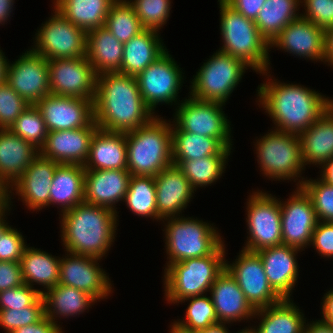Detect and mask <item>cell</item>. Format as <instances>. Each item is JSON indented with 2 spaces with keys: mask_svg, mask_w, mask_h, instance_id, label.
Segmentation results:
<instances>
[{
  "mask_svg": "<svg viewBox=\"0 0 333 333\" xmlns=\"http://www.w3.org/2000/svg\"><path fill=\"white\" fill-rule=\"evenodd\" d=\"M228 323H217L206 329L200 330L197 333H230L227 326Z\"/></svg>",
  "mask_w": 333,
  "mask_h": 333,
  "instance_id": "cell-61",
  "label": "cell"
},
{
  "mask_svg": "<svg viewBox=\"0 0 333 333\" xmlns=\"http://www.w3.org/2000/svg\"><path fill=\"white\" fill-rule=\"evenodd\" d=\"M15 0H0V26L12 16Z\"/></svg>",
  "mask_w": 333,
  "mask_h": 333,
  "instance_id": "cell-58",
  "label": "cell"
},
{
  "mask_svg": "<svg viewBox=\"0 0 333 333\" xmlns=\"http://www.w3.org/2000/svg\"><path fill=\"white\" fill-rule=\"evenodd\" d=\"M50 94L95 100L97 74L87 57L48 60Z\"/></svg>",
  "mask_w": 333,
  "mask_h": 333,
  "instance_id": "cell-14",
  "label": "cell"
},
{
  "mask_svg": "<svg viewBox=\"0 0 333 333\" xmlns=\"http://www.w3.org/2000/svg\"><path fill=\"white\" fill-rule=\"evenodd\" d=\"M12 206H13V204L7 203V202H4L0 206V238L3 235V233L11 226V225H8L9 223L7 222L6 215H8L7 213L9 211H11Z\"/></svg>",
  "mask_w": 333,
  "mask_h": 333,
  "instance_id": "cell-60",
  "label": "cell"
},
{
  "mask_svg": "<svg viewBox=\"0 0 333 333\" xmlns=\"http://www.w3.org/2000/svg\"><path fill=\"white\" fill-rule=\"evenodd\" d=\"M59 256L27 245L20 260L24 284L43 287L42 293L59 283Z\"/></svg>",
  "mask_w": 333,
  "mask_h": 333,
  "instance_id": "cell-36",
  "label": "cell"
},
{
  "mask_svg": "<svg viewBox=\"0 0 333 333\" xmlns=\"http://www.w3.org/2000/svg\"><path fill=\"white\" fill-rule=\"evenodd\" d=\"M59 165V163L39 154L25 170V173L7 190L6 202L13 203L12 196L18 195V198L24 203L23 205L30 211L36 210L37 212L49 207L51 183ZM12 191H15L16 194Z\"/></svg>",
  "mask_w": 333,
  "mask_h": 333,
  "instance_id": "cell-20",
  "label": "cell"
},
{
  "mask_svg": "<svg viewBox=\"0 0 333 333\" xmlns=\"http://www.w3.org/2000/svg\"><path fill=\"white\" fill-rule=\"evenodd\" d=\"M304 166H322L333 158V105L299 134Z\"/></svg>",
  "mask_w": 333,
  "mask_h": 333,
  "instance_id": "cell-29",
  "label": "cell"
},
{
  "mask_svg": "<svg viewBox=\"0 0 333 333\" xmlns=\"http://www.w3.org/2000/svg\"><path fill=\"white\" fill-rule=\"evenodd\" d=\"M28 106L6 80L0 82V129H9Z\"/></svg>",
  "mask_w": 333,
  "mask_h": 333,
  "instance_id": "cell-47",
  "label": "cell"
},
{
  "mask_svg": "<svg viewBox=\"0 0 333 333\" xmlns=\"http://www.w3.org/2000/svg\"><path fill=\"white\" fill-rule=\"evenodd\" d=\"M224 243L211 255L175 262L164 269V299L167 303L178 306L186 298L210 291L215 279L225 270Z\"/></svg>",
  "mask_w": 333,
  "mask_h": 333,
  "instance_id": "cell-6",
  "label": "cell"
},
{
  "mask_svg": "<svg viewBox=\"0 0 333 333\" xmlns=\"http://www.w3.org/2000/svg\"><path fill=\"white\" fill-rule=\"evenodd\" d=\"M299 251L281 244L257 252L271 288L281 299H291L295 290L300 272L296 257Z\"/></svg>",
  "mask_w": 333,
  "mask_h": 333,
  "instance_id": "cell-22",
  "label": "cell"
},
{
  "mask_svg": "<svg viewBox=\"0 0 333 333\" xmlns=\"http://www.w3.org/2000/svg\"><path fill=\"white\" fill-rule=\"evenodd\" d=\"M218 2L223 45L218 50L240 59L257 74L270 69L269 43L261 35L254 20L245 18L224 0Z\"/></svg>",
  "mask_w": 333,
  "mask_h": 333,
  "instance_id": "cell-5",
  "label": "cell"
},
{
  "mask_svg": "<svg viewBox=\"0 0 333 333\" xmlns=\"http://www.w3.org/2000/svg\"><path fill=\"white\" fill-rule=\"evenodd\" d=\"M65 253L60 260L59 284L85 291L98 302L109 298L114 290L108 273L99 264L101 259Z\"/></svg>",
  "mask_w": 333,
  "mask_h": 333,
  "instance_id": "cell-16",
  "label": "cell"
},
{
  "mask_svg": "<svg viewBox=\"0 0 333 333\" xmlns=\"http://www.w3.org/2000/svg\"><path fill=\"white\" fill-rule=\"evenodd\" d=\"M26 246L22 233L11 225L0 238V261L20 262Z\"/></svg>",
  "mask_w": 333,
  "mask_h": 333,
  "instance_id": "cell-50",
  "label": "cell"
},
{
  "mask_svg": "<svg viewBox=\"0 0 333 333\" xmlns=\"http://www.w3.org/2000/svg\"><path fill=\"white\" fill-rule=\"evenodd\" d=\"M225 269L238 283L247 301L257 310L279 303L282 299L271 288L257 252L242 249Z\"/></svg>",
  "mask_w": 333,
  "mask_h": 333,
  "instance_id": "cell-15",
  "label": "cell"
},
{
  "mask_svg": "<svg viewBox=\"0 0 333 333\" xmlns=\"http://www.w3.org/2000/svg\"><path fill=\"white\" fill-rule=\"evenodd\" d=\"M318 168H321L320 179L329 185H333V158Z\"/></svg>",
  "mask_w": 333,
  "mask_h": 333,
  "instance_id": "cell-59",
  "label": "cell"
},
{
  "mask_svg": "<svg viewBox=\"0 0 333 333\" xmlns=\"http://www.w3.org/2000/svg\"><path fill=\"white\" fill-rule=\"evenodd\" d=\"M159 34V31L145 29L124 43L119 73L136 77L162 56L168 49Z\"/></svg>",
  "mask_w": 333,
  "mask_h": 333,
  "instance_id": "cell-31",
  "label": "cell"
},
{
  "mask_svg": "<svg viewBox=\"0 0 333 333\" xmlns=\"http://www.w3.org/2000/svg\"><path fill=\"white\" fill-rule=\"evenodd\" d=\"M230 155H212L182 161L177 167L183 172L193 189L211 186L223 176Z\"/></svg>",
  "mask_w": 333,
  "mask_h": 333,
  "instance_id": "cell-40",
  "label": "cell"
},
{
  "mask_svg": "<svg viewBox=\"0 0 333 333\" xmlns=\"http://www.w3.org/2000/svg\"><path fill=\"white\" fill-rule=\"evenodd\" d=\"M8 59L0 48V82L6 80Z\"/></svg>",
  "mask_w": 333,
  "mask_h": 333,
  "instance_id": "cell-62",
  "label": "cell"
},
{
  "mask_svg": "<svg viewBox=\"0 0 333 333\" xmlns=\"http://www.w3.org/2000/svg\"><path fill=\"white\" fill-rule=\"evenodd\" d=\"M39 155V149L10 129H0V185L7 191Z\"/></svg>",
  "mask_w": 333,
  "mask_h": 333,
  "instance_id": "cell-27",
  "label": "cell"
},
{
  "mask_svg": "<svg viewBox=\"0 0 333 333\" xmlns=\"http://www.w3.org/2000/svg\"><path fill=\"white\" fill-rule=\"evenodd\" d=\"M9 129L39 150L48 135L46 124L36 105H29Z\"/></svg>",
  "mask_w": 333,
  "mask_h": 333,
  "instance_id": "cell-43",
  "label": "cell"
},
{
  "mask_svg": "<svg viewBox=\"0 0 333 333\" xmlns=\"http://www.w3.org/2000/svg\"><path fill=\"white\" fill-rule=\"evenodd\" d=\"M35 105L48 132L98 127L94 121V100L49 94Z\"/></svg>",
  "mask_w": 333,
  "mask_h": 333,
  "instance_id": "cell-19",
  "label": "cell"
},
{
  "mask_svg": "<svg viewBox=\"0 0 333 333\" xmlns=\"http://www.w3.org/2000/svg\"><path fill=\"white\" fill-rule=\"evenodd\" d=\"M45 315L42 294L30 305L22 308L0 310V327L6 333L38 322Z\"/></svg>",
  "mask_w": 333,
  "mask_h": 333,
  "instance_id": "cell-46",
  "label": "cell"
},
{
  "mask_svg": "<svg viewBox=\"0 0 333 333\" xmlns=\"http://www.w3.org/2000/svg\"><path fill=\"white\" fill-rule=\"evenodd\" d=\"M172 161L178 166L182 161L195 160L212 155H231L232 148H226L218 139L182 131L173 121Z\"/></svg>",
  "mask_w": 333,
  "mask_h": 333,
  "instance_id": "cell-35",
  "label": "cell"
},
{
  "mask_svg": "<svg viewBox=\"0 0 333 333\" xmlns=\"http://www.w3.org/2000/svg\"><path fill=\"white\" fill-rule=\"evenodd\" d=\"M301 188L310 197L318 221L333 222V185L306 177Z\"/></svg>",
  "mask_w": 333,
  "mask_h": 333,
  "instance_id": "cell-45",
  "label": "cell"
},
{
  "mask_svg": "<svg viewBox=\"0 0 333 333\" xmlns=\"http://www.w3.org/2000/svg\"><path fill=\"white\" fill-rule=\"evenodd\" d=\"M209 294L218 322L229 325L254 319L256 310L247 301L238 283L226 269L215 279Z\"/></svg>",
  "mask_w": 333,
  "mask_h": 333,
  "instance_id": "cell-25",
  "label": "cell"
},
{
  "mask_svg": "<svg viewBox=\"0 0 333 333\" xmlns=\"http://www.w3.org/2000/svg\"><path fill=\"white\" fill-rule=\"evenodd\" d=\"M42 297L45 316L55 324L59 318L79 316L97 303V300L85 291L59 283L42 293Z\"/></svg>",
  "mask_w": 333,
  "mask_h": 333,
  "instance_id": "cell-33",
  "label": "cell"
},
{
  "mask_svg": "<svg viewBox=\"0 0 333 333\" xmlns=\"http://www.w3.org/2000/svg\"><path fill=\"white\" fill-rule=\"evenodd\" d=\"M181 69L167 50L135 77L142 99L153 113L157 105L181 102L178 94L185 80Z\"/></svg>",
  "mask_w": 333,
  "mask_h": 333,
  "instance_id": "cell-13",
  "label": "cell"
},
{
  "mask_svg": "<svg viewBox=\"0 0 333 333\" xmlns=\"http://www.w3.org/2000/svg\"><path fill=\"white\" fill-rule=\"evenodd\" d=\"M310 246L315 248L321 258H333V222L318 221Z\"/></svg>",
  "mask_w": 333,
  "mask_h": 333,
  "instance_id": "cell-51",
  "label": "cell"
},
{
  "mask_svg": "<svg viewBox=\"0 0 333 333\" xmlns=\"http://www.w3.org/2000/svg\"><path fill=\"white\" fill-rule=\"evenodd\" d=\"M131 174L128 170H85L84 201L117 212L124 201Z\"/></svg>",
  "mask_w": 333,
  "mask_h": 333,
  "instance_id": "cell-26",
  "label": "cell"
},
{
  "mask_svg": "<svg viewBox=\"0 0 333 333\" xmlns=\"http://www.w3.org/2000/svg\"><path fill=\"white\" fill-rule=\"evenodd\" d=\"M124 53V44L104 26L87 32L86 57L97 75L119 72Z\"/></svg>",
  "mask_w": 333,
  "mask_h": 333,
  "instance_id": "cell-34",
  "label": "cell"
},
{
  "mask_svg": "<svg viewBox=\"0 0 333 333\" xmlns=\"http://www.w3.org/2000/svg\"><path fill=\"white\" fill-rule=\"evenodd\" d=\"M304 13L301 16L319 28L327 30L333 26V0H300Z\"/></svg>",
  "mask_w": 333,
  "mask_h": 333,
  "instance_id": "cell-48",
  "label": "cell"
},
{
  "mask_svg": "<svg viewBox=\"0 0 333 333\" xmlns=\"http://www.w3.org/2000/svg\"><path fill=\"white\" fill-rule=\"evenodd\" d=\"M236 12L245 18L256 20L266 0H224Z\"/></svg>",
  "mask_w": 333,
  "mask_h": 333,
  "instance_id": "cell-53",
  "label": "cell"
},
{
  "mask_svg": "<svg viewBox=\"0 0 333 333\" xmlns=\"http://www.w3.org/2000/svg\"><path fill=\"white\" fill-rule=\"evenodd\" d=\"M209 57L193 75L189 95L225 104L250 67L220 50Z\"/></svg>",
  "mask_w": 333,
  "mask_h": 333,
  "instance_id": "cell-9",
  "label": "cell"
},
{
  "mask_svg": "<svg viewBox=\"0 0 333 333\" xmlns=\"http://www.w3.org/2000/svg\"><path fill=\"white\" fill-rule=\"evenodd\" d=\"M285 201L280 200L283 244L301 250L310 247L318 218L310 197L296 187Z\"/></svg>",
  "mask_w": 333,
  "mask_h": 333,
  "instance_id": "cell-18",
  "label": "cell"
},
{
  "mask_svg": "<svg viewBox=\"0 0 333 333\" xmlns=\"http://www.w3.org/2000/svg\"><path fill=\"white\" fill-rule=\"evenodd\" d=\"M6 81L27 104L35 105L50 94L48 60L28 49L14 62L8 60Z\"/></svg>",
  "mask_w": 333,
  "mask_h": 333,
  "instance_id": "cell-17",
  "label": "cell"
},
{
  "mask_svg": "<svg viewBox=\"0 0 333 333\" xmlns=\"http://www.w3.org/2000/svg\"><path fill=\"white\" fill-rule=\"evenodd\" d=\"M133 7L136 15L145 29L159 31L167 23L171 0H127Z\"/></svg>",
  "mask_w": 333,
  "mask_h": 333,
  "instance_id": "cell-44",
  "label": "cell"
},
{
  "mask_svg": "<svg viewBox=\"0 0 333 333\" xmlns=\"http://www.w3.org/2000/svg\"><path fill=\"white\" fill-rule=\"evenodd\" d=\"M23 284L20 262L0 261V292Z\"/></svg>",
  "mask_w": 333,
  "mask_h": 333,
  "instance_id": "cell-52",
  "label": "cell"
},
{
  "mask_svg": "<svg viewBox=\"0 0 333 333\" xmlns=\"http://www.w3.org/2000/svg\"><path fill=\"white\" fill-rule=\"evenodd\" d=\"M225 105L199 100L189 95L175 106L173 122L182 131L216 138L226 148H232L231 121L223 111Z\"/></svg>",
  "mask_w": 333,
  "mask_h": 333,
  "instance_id": "cell-11",
  "label": "cell"
},
{
  "mask_svg": "<svg viewBox=\"0 0 333 333\" xmlns=\"http://www.w3.org/2000/svg\"><path fill=\"white\" fill-rule=\"evenodd\" d=\"M115 0H53L52 4L72 24L86 33L104 26Z\"/></svg>",
  "mask_w": 333,
  "mask_h": 333,
  "instance_id": "cell-37",
  "label": "cell"
},
{
  "mask_svg": "<svg viewBox=\"0 0 333 333\" xmlns=\"http://www.w3.org/2000/svg\"><path fill=\"white\" fill-rule=\"evenodd\" d=\"M134 215L162 221L157 214L156 187L153 176L131 175L124 201Z\"/></svg>",
  "mask_w": 333,
  "mask_h": 333,
  "instance_id": "cell-39",
  "label": "cell"
},
{
  "mask_svg": "<svg viewBox=\"0 0 333 333\" xmlns=\"http://www.w3.org/2000/svg\"><path fill=\"white\" fill-rule=\"evenodd\" d=\"M6 190L0 185V199L6 202Z\"/></svg>",
  "mask_w": 333,
  "mask_h": 333,
  "instance_id": "cell-64",
  "label": "cell"
},
{
  "mask_svg": "<svg viewBox=\"0 0 333 333\" xmlns=\"http://www.w3.org/2000/svg\"><path fill=\"white\" fill-rule=\"evenodd\" d=\"M273 128L254 142L260 172L271 181L293 180L297 182V187H301L306 179L302 177L306 168L302 160L299 135Z\"/></svg>",
  "mask_w": 333,
  "mask_h": 333,
  "instance_id": "cell-8",
  "label": "cell"
},
{
  "mask_svg": "<svg viewBox=\"0 0 333 333\" xmlns=\"http://www.w3.org/2000/svg\"><path fill=\"white\" fill-rule=\"evenodd\" d=\"M85 169L78 164H60L54 173L50 189V206L58 205L60 213L84 201ZM61 207V208H60Z\"/></svg>",
  "mask_w": 333,
  "mask_h": 333,
  "instance_id": "cell-32",
  "label": "cell"
},
{
  "mask_svg": "<svg viewBox=\"0 0 333 333\" xmlns=\"http://www.w3.org/2000/svg\"><path fill=\"white\" fill-rule=\"evenodd\" d=\"M154 180L158 216L164 219L182 215L196 192L183 172L171 165L154 176Z\"/></svg>",
  "mask_w": 333,
  "mask_h": 333,
  "instance_id": "cell-24",
  "label": "cell"
},
{
  "mask_svg": "<svg viewBox=\"0 0 333 333\" xmlns=\"http://www.w3.org/2000/svg\"><path fill=\"white\" fill-rule=\"evenodd\" d=\"M269 73L270 69L260 73L267 77L257 87L256 102L272 119L274 129L299 135L333 105L331 97L301 84L277 81Z\"/></svg>",
  "mask_w": 333,
  "mask_h": 333,
  "instance_id": "cell-1",
  "label": "cell"
},
{
  "mask_svg": "<svg viewBox=\"0 0 333 333\" xmlns=\"http://www.w3.org/2000/svg\"><path fill=\"white\" fill-rule=\"evenodd\" d=\"M170 328L171 329H170L169 333H197V331L189 330V329H186V328L180 326L175 321H173V323L171 322Z\"/></svg>",
  "mask_w": 333,
  "mask_h": 333,
  "instance_id": "cell-63",
  "label": "cell"
},
{
  "mask_svg": "<svg viewBox=\"0 0 333 333\" xmlns=\"http://www.w3.org/2000/svg\"><path fill=\"white\" fill-rule=\"evenodd\" d=\"M85 170H127L126 133L97 129L92 136Z\"/></svg>",
  "mask_w": 333,
  "mask_h": 333,
  "instance_id": "cell-28",
  "label": "cell"
},
{
  "mask_svg": "<svg viewBox=\"0 0 333 333\" xmlns=\"http://www.w3.org/2000/svg\"><path fill=\"white\" fill-rule=\"evenodd\" d=\"M300 6V0L265 1L254 22L269 44L290 22L301 16Z\"/></svg>",
  "mask_w": 333,
  "mask_h": 333,
  "instance_id": "cell-38",
  "label": "cell"
},
{
  "mask_svg": "<svg viewBox=\"0 0 333 333\" xmlns=\"http://www.w3.org/2000/svg\"><path fill=\"white\" fill-rule=\"evenodd\" d=\"M311 322V323H310ZM306 323L305 330L308 333H333V325L319 320H314Z\"/></svg>",
  "mask_w": 333,
  "mask_h": 333,
  "instance_id": "cell-56",
  "label": "cell"
},
{
  "mask_svg": "<svg viewBox=\"0 0 333 333\" xmlns=\"http://www.w3.org/2000/svg\"><path fill=\"white\" fill-rule=\"evenodd\" d=\"M236 333H253V332L246 326L244 329L242 328Z\"/></svg>",
  "mask_w": 333,
  "mask_h": 333,
  "instance_id": "cell-65",
  "label": "cell"
},
{
  "mask_svg": "<svg viewBox=\"0 0 333 333\" xmlns=\"http://www.w3.org/2000/svg\"><path fill=\"white\" fill-rule=\"evenodd\" d=\"M301 311L292 299H282L275 305L257 309L254 318L261 321L248 328L253 333H302L307 318Z\"/></svg>",
  "mask_w": 333,
  "mask_h": 333,
  "instance_id": "cell-30",
  "label": "cell"
},
{
  "mask_svg": "<svg viewBox=\"0 0 333 333\" xmlns=\"http://www.w3.org/2000/svg\"><path fill=\"white\" fill-rule=\"evenodd\" d=\"M85 201L60 217L61 243L65 251L102 259L117 237L118 214Z\"/></svg>",
  "mask_w": 333,
  "mask_h": 333,
  "instance_id": "cell-3",
  "label": "cell"
},
{
  "mask_svg": "<svg viewBox=\"0 0 333 333\" xmlns=\"http://www.w3.org/2000/svg\"><path fill=\"white\" fill-rule=\"evenodd\" d=\"M277 50H284L292 56H298L314 62L325 60V30L300 16L290 22L269 44Z\"/></svg>",
  "mask_w": 333,
  "mask_h": 333,
  "instance_id": "cell-21",
  "label": "cell"
},
{
  "mask_svg": "<svg viewBox=\"0 0 333 333\" xmlns=\"http://www.w3.org/2000/svg\"><path fill=\"white\" fill-rule=\"evenodd\" d=\"M185 302L188 303L185 319L174 320L180 326L198 332L219 323L212 299L207 296V293L186 298L180 301L179 304Z\"/></svg>",
  "mask_w": 333,
  "mask_h": 333,
  "instance_id": "cell-42",
  "label": "cell"
},
{
  "mask_svg": "<svg viewBox=\"0 0 333 333\" xmlns=\"http://www.w3.org/2000/svg\"><path fill=\"white\" fill-rule=\"evenodd\" d=\"M249 194L246 204L248 235L242 249L258 252L283 244L280 198L259 189Z\"/></svg>",
  "mask_w": 333,
  "mask_h": 333,
  "instance_id": "cell-10",
  "label": "cell"
},
{
  "mask_svg": "<svg viewBox=\"0 0 333 333\" xmlns=\"http://www.w3.org/2000/svg\"><path fill=\"white\" fill-rule=\"evenodd\" d=\"M104 27L123 44L145 30L132 5L127 0H115L111 4Z\"/></svg>",
  "mask_w": 333,
  "mask_h": 333,
  "instance_id": "cell-41",
  "label": "cell"
},
{
  "mask_svg": "<svg viewBox=\"0 0 333 333\" xmlns=\"http://www.w3.org/2000/svg\"><path fill=\"white\" fill-rule=\"evenodd\" d=\"M98 127H83L64 131H50L39 154L59 164L86 163L90 142Z\"/></svg>",
  "mask_w": 333,
  "mask_h": 333,
  "instance_id": "cell-23",
  "label": "cell"
},
{
  "mask_svg": "<svg viewBox=\"0 0 333 333\" xmlns=\"http://www.w3.org/2000/svg\"><path fill=\"white\" fill-rule=\"evenodd\" d=\"M156 113L142 99L134 76L119 72L97 75L94 121L110 132H129L146 125Z\"/></svg>",
  "mask_w": 333,
  "mask_h": 333,
  "instance_id": "cell-2",
  "label": "cell"
},
{
  "mask_svg": "<svg viewBox=\"0 0 333 333\" xmlns=\"http://www.w3.org/2000/svg\"><path fill=\"white\" fill-rule=\"evenodd\" d=\"M162 223L168 260L165 268L175 262L211 255L224 241L213 223L197 217H168Z\"/></svg>",
  "mask_w": 333,
  "mask_h": 333,
  "instance_id": "cell-7",
  "label": "cell"
},
{
  "mask_svg": "<svg viewBox=\"0 0 333 333\" xmlns=\"http://www.w3.org/2000/svg\"><path fill=\"white\" fill-rule=\"evenodd\" d=\"M42 288L36 289L23 284L0 292V310L30 306L40 295Z\"/></svg>",
  "mask_w": 333,
  "mask_h": 333,
  "instance_id": "cell-49",
  "label": "cell"
},
{
  "mask_svg": "<svg viewBox=\"0 0 333 333\" xmlns=\"http://www.w3.org/2000/svg\"><path fill=\"white\" fill-rule=\"evenodd\" d=\"M59 324L44 315L38 322L17 328L11 333H64Z\"/></svg>",
  "mask_w": 333,
  "mask_h": 333,
  "instance_id": "cell-54",
  "label": "cell"
},
{
  "mask_svg": "<svg viewBox=\"0 0 333 333\" xmlns=\"http://www.w3.org/2000/svg\"><path fill=\"white\" fill-rule=\"evenodd\" d=\"M4 202L0 199V206L3 204Z\"/></svg>",
  "mask_w": 333,
  "mask_h": 333,
  "instance_id": "cell-66",
  "label": "cell"
},
{
  "mask_svg": "<svg viewBox=\"0 0 333 333\" xmlns=\"http://www.w3.org/2000/svg\"><path fill=\"white\" fill-rule=\"evenodd\" d=\"M171 123L156 115L146 125L126 132L127 170L131 175L154 177L173 165Z\"/></svg>",
  "mask_w": 333,
  "mask_h": 333,
  "instance_id": "cell-4",
  "label": "cell"
},
{
  "mask_svg": "<svg viewBox=\"0 0 333 333\" xmlns=\"http://www.w3.org/2000/svg\"><path fill=\"white\" fill-rule=\"evenodd\" d=\"M321 320L333 325V289L331 287L322 297Z\"/></svg>",
  "mask_w": 333,
  "mask_h": 333,
  "instance_id": "cell-55",
  "label": "cell"
},
{
  "mask_svg": "<svg viewBox=\"0 0 333 333\" xmlns=\"http://www.w3.org/2000/svg\"><path fill=\"white\" fill-rule=\"evenodd\" d=\"M35 32L30 49L46 58H81L86 56L87 33L72 24L55 8Z\"/></svg>",
  "mask_w": 333,
  "mask_h": 333,
  "instance_id": "cell-12",
  "label": "cell"
},
{
  "mask_svg": "<svg viewBox=\"0 0 333 333\" xmlns=\"http://www.w3.org/2000/svg\"><path fill=\"white\" fill-rule=\"evenodd\" d=\"M324 63L333 68V26L325 30Z\"/></svg>",
  "mask_w": 333,
  "mask_h": 333,
  "instance_id": "cell-57",
  "label": "cell"
}]
</instances>
